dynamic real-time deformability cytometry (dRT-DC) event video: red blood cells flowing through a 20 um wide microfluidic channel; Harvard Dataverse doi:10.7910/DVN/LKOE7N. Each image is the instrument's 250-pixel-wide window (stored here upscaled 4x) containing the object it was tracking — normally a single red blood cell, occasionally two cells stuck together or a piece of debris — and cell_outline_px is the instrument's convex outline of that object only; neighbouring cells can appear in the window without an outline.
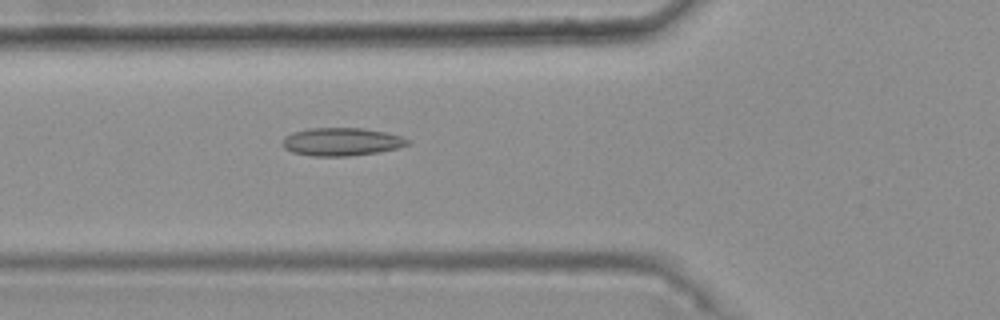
{"species": "common noctule bat (a hibernating species)", "species_latin": "Nyctalus noctula", "temperature_condition": "warm", "stored_images_in_passage": 35, "camera_frame_rate_fps": 3000, "um_per_image_px": 0.085, "animal": {"sex": "female", "body_mass_g": 25.1}, "frame": {"image": 1, "passage_image": 6, "time_ms": 1.667, "image_size_px": [1000, 320], "cell_outline_px": [[412, 140], [408, 144], [396, 148], [376, 152], [348, 156], [312, 156], [292, 152], [284, 148], [284, 136], [292, 132], [308, 128], [364, 128], [384, 132], [400, 136]], "centroid_in_image_um": [29.01, 12.04], "position_along_channel_um": 96.8, "area_um2": 20.29}}
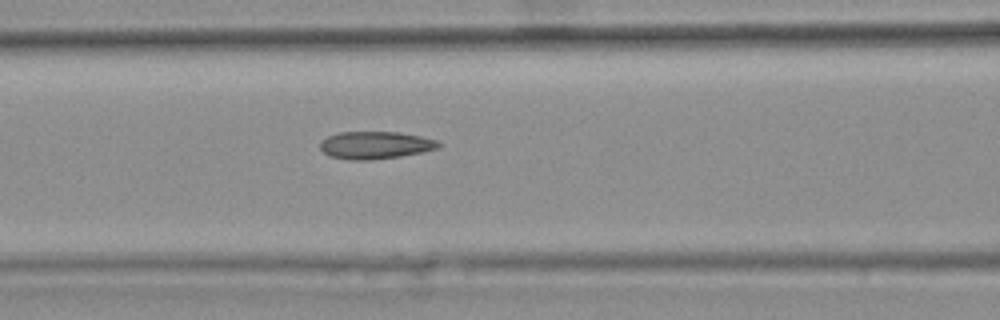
{"frame": {"image": 2, "passage_image": 9, "time_ms": 2.667, "image_size_px": [1000, 320], "cell_outline_px": [[440, 144], [436, 148], [420, 152], [400, 156], [372, 160], [348, 160], [328, 156], [320, 148], [320, 140], [336, 132], [400, 132], [440, 140]], "centroid_in_image_um": [31.85, 12.33], "position_along_channel_um": 134.7, "area_um2": 19.07}}
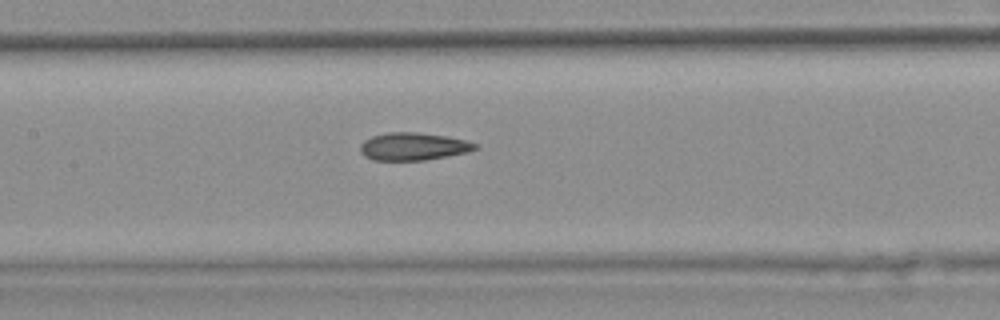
{"frame": {"image": 3, "passage_image": 12, "time_ms": 3.667, "image_size_px": [1000, 320], "cell_outline_px": [[480, 148], [468, 152], [424, 160], [372, 160], [364, 156], [360, 152], [360, 144], [364, 140], [372, 136], [388, 132], [416, 132], [448, 136], [468, 140], [480, 144]], "centroid_in_image_um": [35.17, 12.44], "position_along_channel_um": 172.2, "area_um2": 18.79}, "authors_computed_cell_mechanics": {"area_um2": 18.6694, "velocity_mm_per_s": 3.7589, "shape_relaxation_time_tau1_ms": null, "shape_relaxation_time_tau2_ms": 2.7873, "deformation_change_tau1": null, "deformation_change_tau2": 0.1106}}